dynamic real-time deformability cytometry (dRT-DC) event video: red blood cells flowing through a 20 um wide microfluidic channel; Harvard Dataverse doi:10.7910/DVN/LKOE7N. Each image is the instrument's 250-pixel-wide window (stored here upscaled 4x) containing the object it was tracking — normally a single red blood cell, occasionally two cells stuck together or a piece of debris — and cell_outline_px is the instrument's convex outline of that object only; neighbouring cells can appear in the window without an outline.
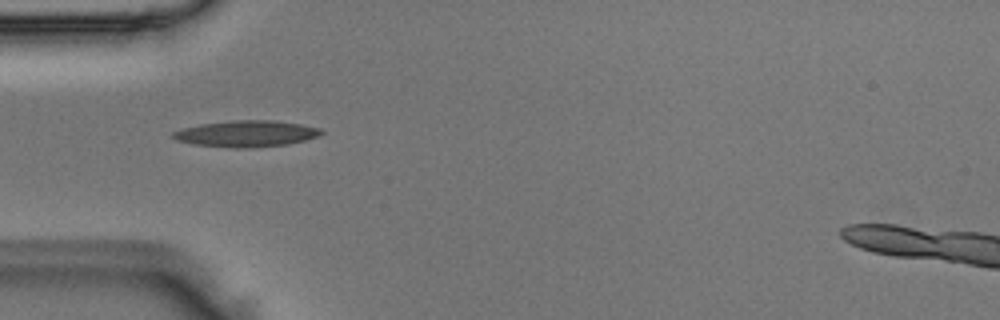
{"species": "Egyptian fruit bat (a non-hibernating species)", "species_latin": "Rousettus aegyptiacus", "temperature_condition": "room temperature", "stored_images_in_passage": 5, "camera_frame_rate_fps": 3000, "um_per_image_px": 0.085, "animal": {"sex": "male"}, "frame": {"image": 1, "passage_image": 2, "time_ms": 0.333, "image_size_px": [1000, 320], "cell_outline_px": [[324, 132], [320, 136], [288, 144], [252, 148], [232, 148], [192, 144], [176, 140], [172, 136], [172, 132], [184, 128], [200, 124], [232, 120], [268, 120], [300, 124], [320, 128]], "centroid_in_image_um": [20.93, 11.37], "position_along_channel_um": 64.1, "area_um2": 22.77}}
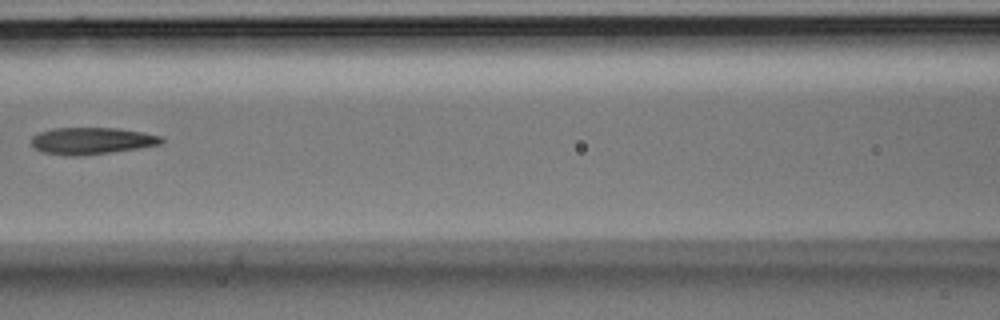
{"frame": {"image": 2, "passage_image": 4, "time_ms": 1.0, "image_size_px": [1000, 320], "cell_outline_px": [[164, 140], [160, 144], [136, 148], [108, 152], [72, 156], [64, 156], [40, 152], [32, 144], [32, 136], [40, 132], [52, 128], [116, 128], [144, 132], [160, 136]], "centroid_in_image_um": [7.75, 11.96], "position_along_channel_um": 158.9, "area_um2": 20.11}}
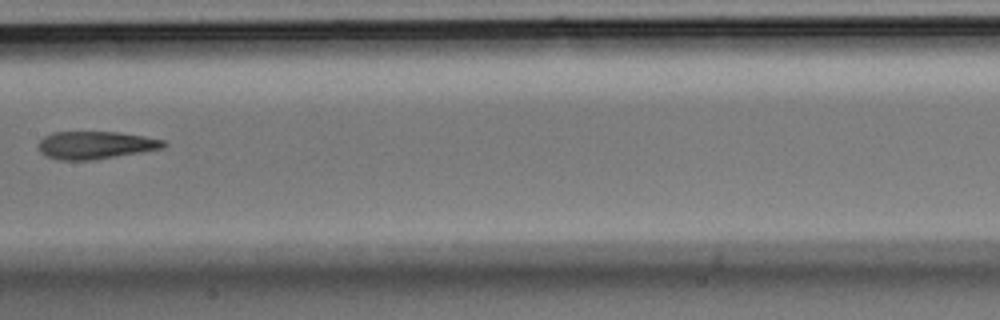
{"frame": {"image": 3, "passage_image": 5, "time_ms": 1.333, "image_size_px": [1000, 320], "cell_outline_px": [[168, 144], [164, 148], [92, 160], [60, 160], [48, 156], [40, 152], [40, 140], [44, 136], [52, 132], [120, 132], [144, 136], [164, 140]], "centroid_in_image_um": [8.15, 12.32], "position_along_channel_um": 199.3, "area_um2": 20.06}}